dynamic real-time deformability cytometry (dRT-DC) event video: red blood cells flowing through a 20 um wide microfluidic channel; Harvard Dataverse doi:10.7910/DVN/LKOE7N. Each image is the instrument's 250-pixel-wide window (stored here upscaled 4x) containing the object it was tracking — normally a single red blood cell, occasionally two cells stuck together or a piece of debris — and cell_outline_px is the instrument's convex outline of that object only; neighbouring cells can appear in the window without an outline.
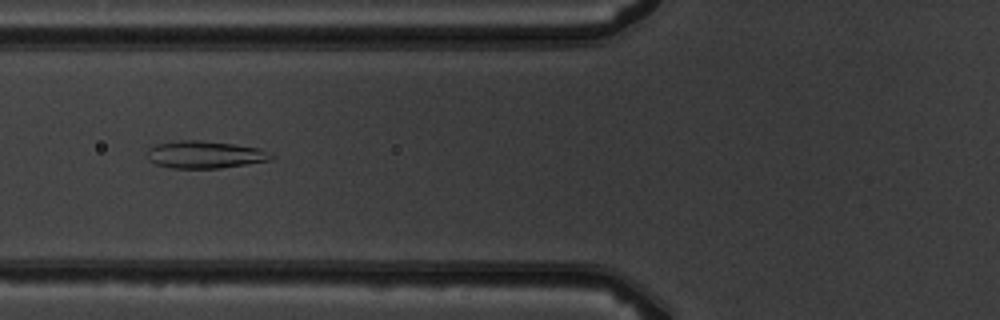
{"species": "common noctule bat (a hibernating species)", "species_latin": "Nyctalus noctula", "temperature_condition": "warm", "stored_images_in_passage": 8, "camera_frame_rate_fps": 3000, "um_per_image_px": 0.085, "animal": {"sex": "male", "body_mass_g": 19.5, "forearm_length_mm": 54.6}, "frame": {"image": 1, "passage_image": 5, "time_ms": 5.0, "image_size_px": [1000, 320], "cell_outline_px": [[276, 156], [272, 160], [220, 168], [172, 168], [156, 164], [148, 160], [144, 156], [144, 152], [148, 148], [156, 144], [176, 140], [200, 140], [232, 144], [260, 148]], "centroid_in_image_um": [17.36, 13.14], "position_along_channel_um": 108.4, "area_um2": 20.06}}
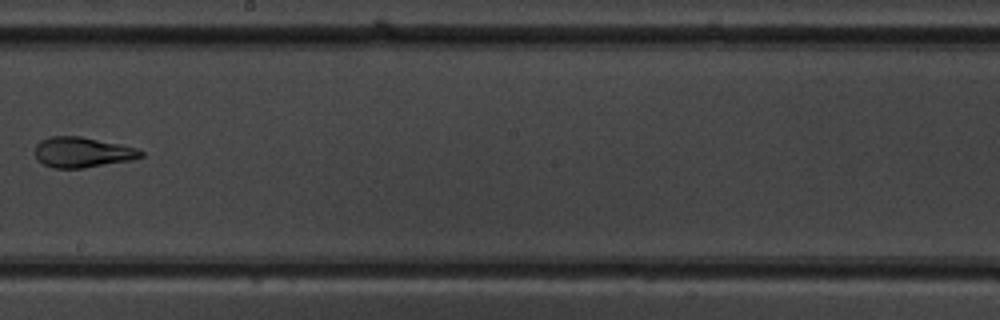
{"frame": {"image": 2, "passage_image": 8, "time_ms": 8.333, "image_size_px": [1000, 320], "cell_outline_px": [[144, 156], [132, 160], [84, 168], [52, 168], [36, 160], [36, 144], [40, 140], [48, 136], [80, 136], [120, 144], [136, 148], [144, 152]], "centroid_in_image_um": [6.99, 12.94], "position_along_channel_um": 241.2, "area_um2": 18.84}}